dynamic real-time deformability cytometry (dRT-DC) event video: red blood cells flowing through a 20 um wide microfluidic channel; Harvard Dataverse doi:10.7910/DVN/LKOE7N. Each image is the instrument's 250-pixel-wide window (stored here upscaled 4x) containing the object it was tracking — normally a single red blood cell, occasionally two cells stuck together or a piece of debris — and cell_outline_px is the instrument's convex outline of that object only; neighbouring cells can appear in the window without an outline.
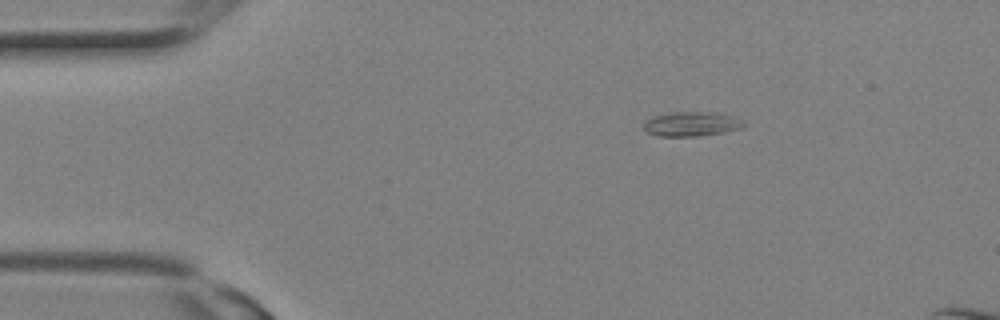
{"species": "Egyptian fruit bat (a non-hibernating species)", "species_latin": "Rousettus aegyptiacus", "temperature_condition": "room temperature", "stored_images_in_passage": 2, "segment_of_instrument_passage": [2, 2], "camera_frame_rate_fps": 3000, "um_per_image_px": 0.085, "animal": {"sex": "female"}, "frame": {"image": 1, "passage_image": 2, "time_ms": 0.333, "image_size_px": [1000, 320], "cell_outline_px": [[748, 124], [744, 128], [724, 132], [700, 136], [656, 136], [648, 132], [644, 128], [644, 120], [652, 116], [672, 112], [708, 112], [732, 116], [744, 120]], "centroid_in_image_um": [58.81, 10.54], "position_along_channel_um": 26.2, "area_um2": 14.45}}